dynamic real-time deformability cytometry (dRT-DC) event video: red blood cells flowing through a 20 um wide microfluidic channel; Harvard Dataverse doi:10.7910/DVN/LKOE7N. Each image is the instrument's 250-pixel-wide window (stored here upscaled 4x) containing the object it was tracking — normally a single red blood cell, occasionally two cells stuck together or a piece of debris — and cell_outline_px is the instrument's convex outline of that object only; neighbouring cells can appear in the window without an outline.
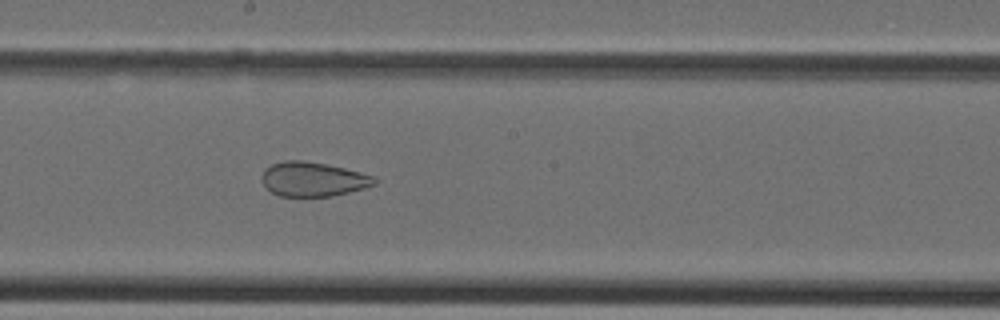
{"species": "Egyptian fruit bat (a non-hibernating species)", "species_latin": "Rousettus aegyptiacus", "temperature_condition": "cold", "stored_images_in_passage": 37, "camera_frame_rate_fps": 3000, "um_per_image_px": 0.085, "animal": {"sex": "female"}, "frame": {"image": 1, "passage_image": 21, "time_ms": 6.667, "image_size_px": [1000, 320], "cell_outline_px": [[380, 180], [376, 184], [364, 188], [332, 196], [280, 196], [264, 188], [264, 168], [272, 164], [284, 160], [304, 160], [344, 168], [376, 176]], "centroid_in_image_um": [26.65, 15.23], "position_along_channel_um": 221.6, "area_um2": 22.54}}
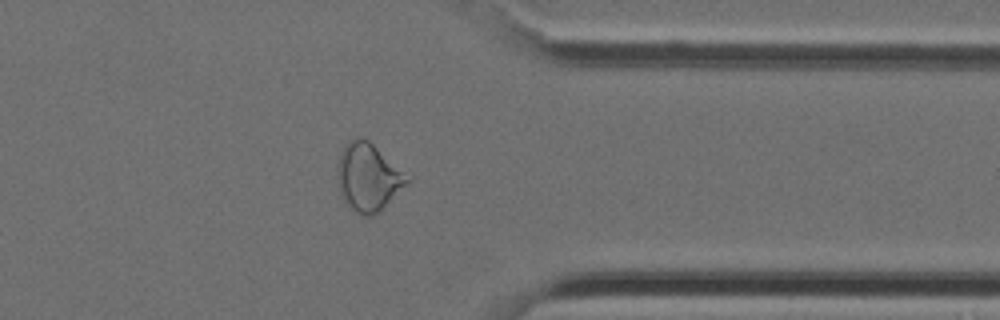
{"frame": {"image": 2, "passage_image": 31, "time_ms": 10.0, "image_size_px": [1000, 320], "cell_outline_px": [[412, 180], [380, 212], [372, 216], [360, 216], [352, 212], [344, 200], [340, 192], [336, 176], [336, 168], [340, 152], [344, 144], [352, 140], [368, 140], [412, 176]], "centroid_in_image_um": [31.32, 15.11], "position_along_channel_um": 380.1, "area_um2": 28.15}}
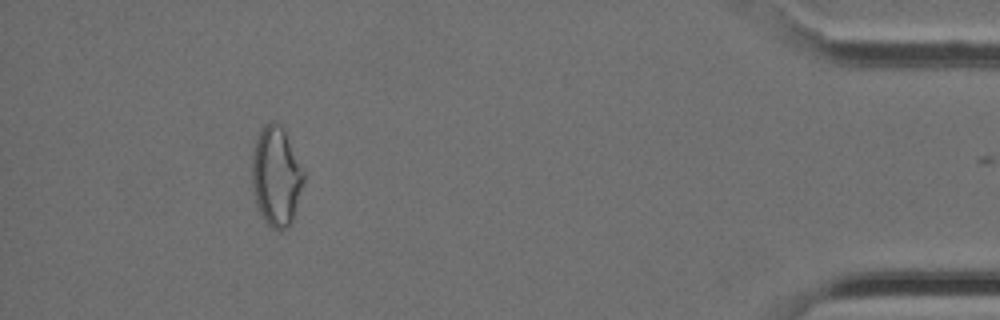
{"frame": {"image": 3, "passage_image": 36, "time_ms": 11.667, "image_size_px": [1000, 320], "cell_outline_px": [[304, 180], [292, 220], [288, 228], [272, 228], [264, 220], [256, 204], [252, 192], [252, 156], [256, 140], [264, 124], [272, 120], [284, 132], [304, 168]], "centroid_in_image_um": [23.46, 15.0], "position_along_channel_um": 411.7, "area_um2": 29.54}}